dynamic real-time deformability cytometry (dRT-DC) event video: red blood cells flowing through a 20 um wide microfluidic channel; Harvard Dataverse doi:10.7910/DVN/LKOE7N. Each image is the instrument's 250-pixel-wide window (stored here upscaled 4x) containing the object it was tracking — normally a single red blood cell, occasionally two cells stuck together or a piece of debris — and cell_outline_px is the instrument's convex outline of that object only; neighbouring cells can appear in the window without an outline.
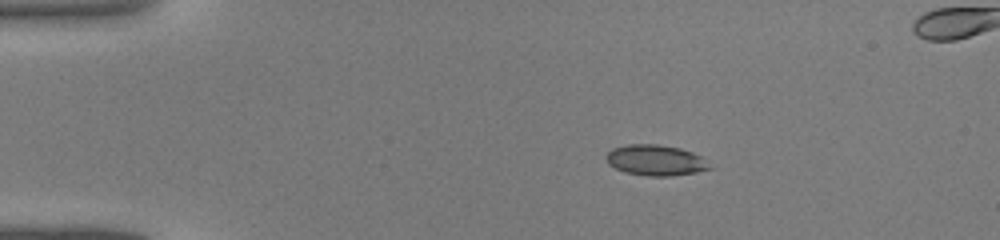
{"species": "common noctule bat (a hibernating species)", "species_latin": "Nyctalus noctula", "temperature_condition": "warm", "stored_images_in_passage": 37, "segment_of_instrument_passage": [1, 2], "camera_frame_rate_fps": 3000, "um_per_image_px": 0.085, "animal": {"sex": "male", "body_mass_g": 19.0, "forearm_length_mm": 50.8}, "frame": {"image": 1, "passage_image": 1, "time_ms": 0.0, "image_size_px": [1000, 240], "cell_outline_px": [[716, 168], [696, 172], [672, 176], [648, 176], [624, 172], [608, 164], [604, 156], [612, 148], [628, 144], [656, 144], [680, 148], [692, 152], [700, 156]], "centroid_in_image_um": [55.74, 13.62], "position_along_channel_um": 29.3, "area_um2": 18.73}}
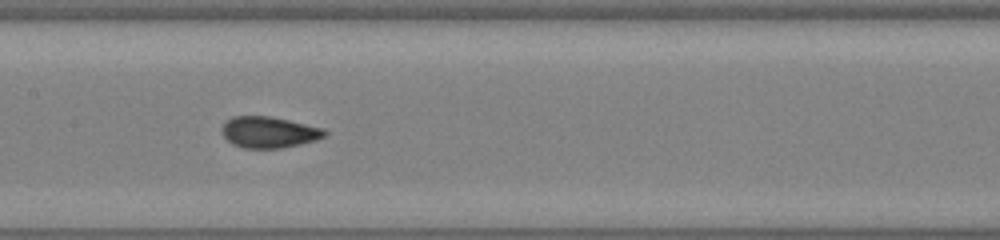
{"frame": {"image": 2, "passage_image": 15, "time_ms": 4.667, "image_size_px": [1000, 240], "cell_outline_px": [[328, 132], [324, 136], [316, 140], [300, 144], [280, 148], [244, 148], [232, 144], [224, 136], [220, 128], [232, 116], [272, 116], [324, 128]], "centroid_in_image_um": [22.86, 11.23], "position_along_channel_um": 184.5, "area_um2": 18.73}}
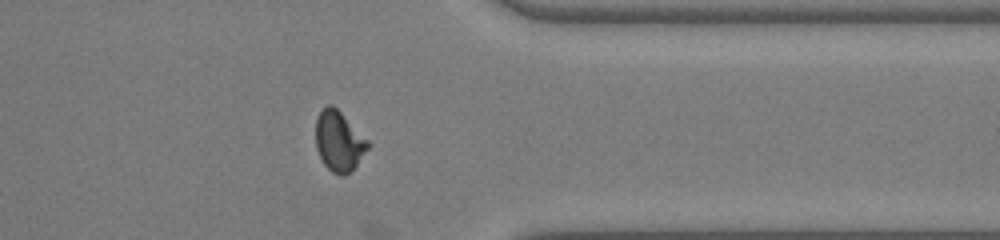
{"frame": {"image": 3, "passage_image": 28, "time_ms": 9.0, "image_size_px": [1000, 240], "cell_outline_px": [[372, 144], [356, 164], [344, 176], [340, 176], [332, 172], [324, 164], [316, 148], [316, 120], [320, 112], [328, 104], [332, 104]], "centroid_in_image_um": [28.81, 12.01], "position_along_channel_um": 382.6, "area_um2": 17.98}}